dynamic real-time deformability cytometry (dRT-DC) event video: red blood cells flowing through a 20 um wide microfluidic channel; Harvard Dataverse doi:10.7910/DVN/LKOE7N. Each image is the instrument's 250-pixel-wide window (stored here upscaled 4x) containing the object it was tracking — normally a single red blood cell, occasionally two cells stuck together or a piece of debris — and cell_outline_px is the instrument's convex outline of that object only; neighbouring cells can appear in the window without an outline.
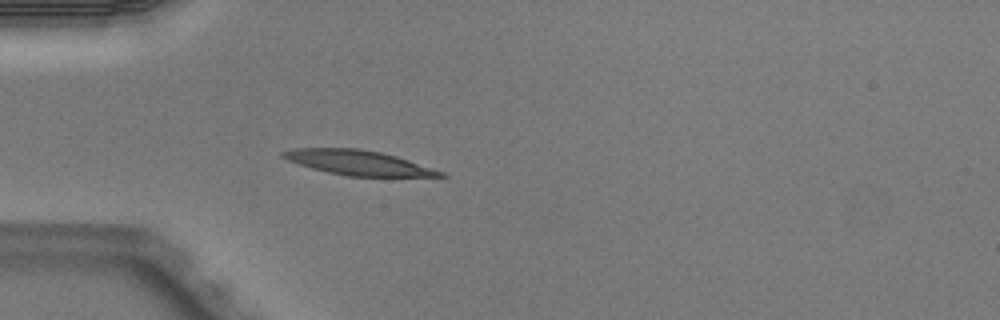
{"species": "Egyptian fruit bat (a non-hibernating species)", "species_latin": "Rousettus aegyptiacus", "temperature_condition": "warm", "stored_images_in_passage": 5, "camera_frame_rate_fps": 3000, "um_per_image_px": 0.085, "animal": {"sex": "male"}, "frame": {"image": 1, "passage_image": 5, "time_ms": 1.333, "image_size_px": [1000, 320], "cell_outline_px": [[448, 176], [348, 176], [328, 172], [312, 168], [288, 160], [280, 156], [280, 152], [292, 148], [356, 148], [380, 152], [396, 156], [444, 172]], "centroid_in_image_um": [30.4, 13.82], "position_along_channel_um": 54.6, "area_um2": 22.37}}